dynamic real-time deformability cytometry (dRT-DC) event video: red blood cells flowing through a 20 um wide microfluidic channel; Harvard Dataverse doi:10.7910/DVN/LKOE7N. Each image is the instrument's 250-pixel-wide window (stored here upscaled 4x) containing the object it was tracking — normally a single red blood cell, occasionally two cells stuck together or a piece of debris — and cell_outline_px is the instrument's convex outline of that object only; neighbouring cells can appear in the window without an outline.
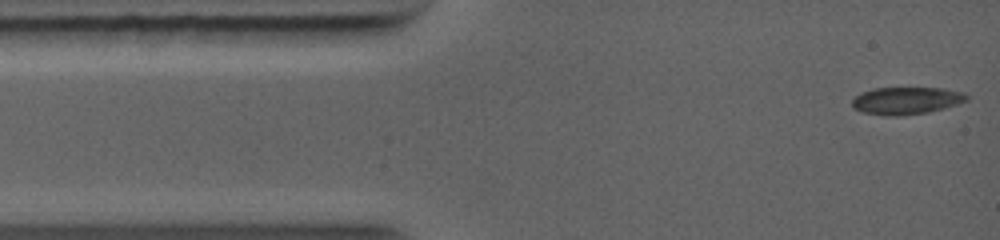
{"species": "common noctule bat (a hibernating species)", "species_latin": "Nyctalus noctula", "temperature_condition": "warm", "stored_images_in_passage": 65, "camera_frame_rate_fps": 5000, "um_per_image_px": 0.085, "animal": {"sex": "female", "body_mass_g": 19.0, "forearm_length_mm": 56.7}, "frame": {"image": 1, "passage_image": 1, "time_ms": 0.0, "image_size_px": [1000, 240], "cell_outline_px": [[968, 100], [944, 108], [928, 112], [900, 116], [888, 116], [860, 112], [852, 108], [852, 100], [860, 92], [872, 88], [940, 88], [964, 92], [968, 96]], "centroid_in_image_um": [76.99, 8.56], "position_along_channel_um": 8.0, "area_um2": 18.38}}
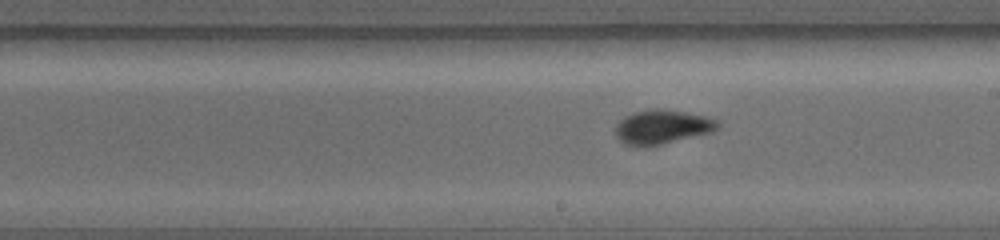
{"frame": {"image": 2, "passage_image": 27, "time_ms": 6.0, "image_size_px": [1000, 240], "cell_outline_px": [[720, 124], [712, 132], [660, 144], [624, 144], [616, 136], [616, 124], [624, 116], [636, 112], [652, 108], [656, 108], [684, 112], [704, 116], [716, 120]], "centroid_in_image_um": [56.28, 10.76], "position_along_channel_um": 232.7, "area_um2": 19.65}}
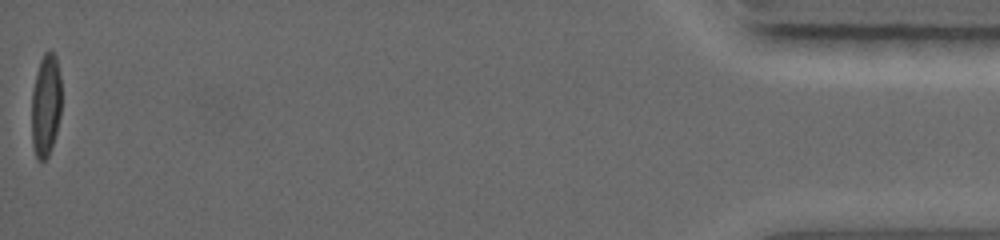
{"frame": {"image": 3, "passage_image": 65, "time_ms": 13.0, "image_size_px": [1000, 240], "cell_outline_px": [[60, 116], [56, 132], [48, 156], [44, 160], [36, 160], [32, 148], [32, 88], [36, 72], [40, 60], [44, 52], [48, 48], [56, 56], [60, 76]], "centroid_in_image_um": [3.87, 8.92], "position_along_channel_um": 431.3, "area_um2": 17.98}}